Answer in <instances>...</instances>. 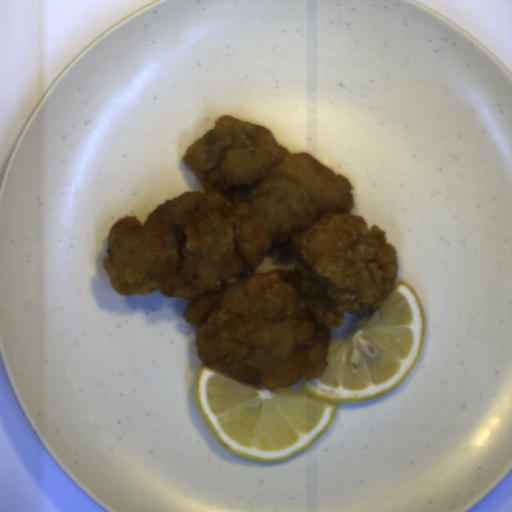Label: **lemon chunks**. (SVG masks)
Wrapping results in <instances>:
<instances>
[{"instance_id":"1","label":"lemon chunks","mask_w":512,"mask_h":512,"mask_svg":"<svg viewBox=\"0 0 512 512\" xmlns=\"http://www.w3.org/2000/svg\"><path fill=\"white\" fill-rule=\"evenodd\" d=\"M426 317L417 292L398 281L378 310L329 343L326 369L304 392L266 391L202 364L196 404L213 434L235 455L265 462L308 449L333 423L336 403H356L403 383L418 363Z\"/></svg>"}]
</instances>
